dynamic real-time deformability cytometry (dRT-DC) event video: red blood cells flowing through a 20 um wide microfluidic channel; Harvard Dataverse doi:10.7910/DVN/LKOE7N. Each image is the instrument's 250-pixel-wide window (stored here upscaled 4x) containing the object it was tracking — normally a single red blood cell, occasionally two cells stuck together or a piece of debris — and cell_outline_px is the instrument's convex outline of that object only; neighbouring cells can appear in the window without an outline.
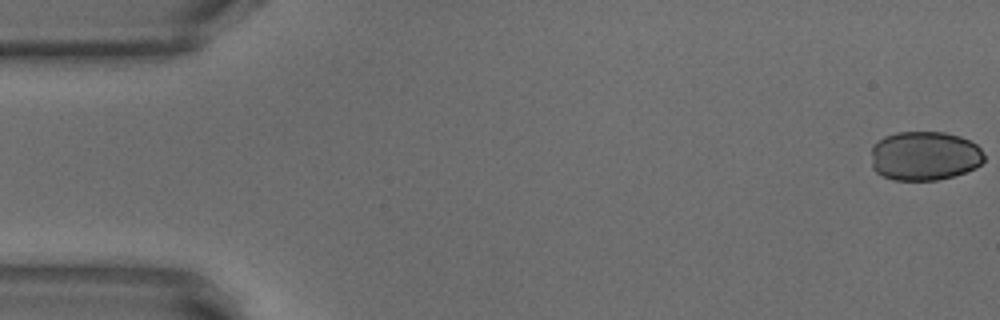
{"species": "common noctule bat (a hibernating species)", "species_latin": "Nyctalus noctula", "temperature_condition": "warm", "stored_images_in_passage": 11, "camera_frame_rate_fps": 3000, "um_per_image_px": 0.085, "animal": {"sex": "male", "body_mass_g": 18.8}, "frame": {"image": 1, "passage_image": 1, "time_ms": 0.0, "image_size_px": [1000, 320], "cell_outline_px": [[984, 160], [976, 168], [952, 176], [936, 180], [892, 180], [876, 172], [872, 168], [872, 144], [884, 136], [896, 132], [944, 132], [960, 136], [976, 144], [980, 148], [984, 156]], "centroid_in_image_um": [78.56, 13.24], "position_along_channel_um": 6.4, "area_um2": 32.54}}